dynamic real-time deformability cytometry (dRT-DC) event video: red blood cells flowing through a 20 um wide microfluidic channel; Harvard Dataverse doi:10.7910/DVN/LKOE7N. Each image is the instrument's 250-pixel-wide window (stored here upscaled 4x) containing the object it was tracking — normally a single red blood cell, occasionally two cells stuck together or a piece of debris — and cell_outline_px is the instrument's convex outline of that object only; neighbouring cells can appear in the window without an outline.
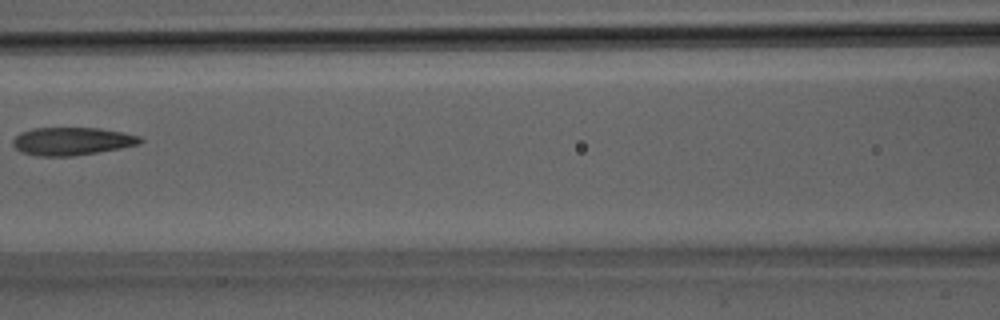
{"species": "Egyptian fruit bat (a non-hibernating species)", "species_latin": "Rousettus aegyptiacus", "temperature_condition": "room temperature", "stored_images_in_passage": 8, "camera_frame_rate_fps": 3000, "um_per_image_px": 0.085, "animal": {"sex": "male"}, "frame": {"image": 1, "passage_image": 7, "time_ms": 2.0, "image_size_px": [1000, 320], "cell_outline_px": [[144, 140], [140, 144], [120, 148], [72, 156], [36, 156], [20, 152], [12, 144], [12, 140], [20, 132], [32, 128], [100, 128], [124, 132], [140, 136]], "centroid_in_image_um": [6.11, 12.0], "position_along_channel_um": 160.5, "area_um2": 20.81}}